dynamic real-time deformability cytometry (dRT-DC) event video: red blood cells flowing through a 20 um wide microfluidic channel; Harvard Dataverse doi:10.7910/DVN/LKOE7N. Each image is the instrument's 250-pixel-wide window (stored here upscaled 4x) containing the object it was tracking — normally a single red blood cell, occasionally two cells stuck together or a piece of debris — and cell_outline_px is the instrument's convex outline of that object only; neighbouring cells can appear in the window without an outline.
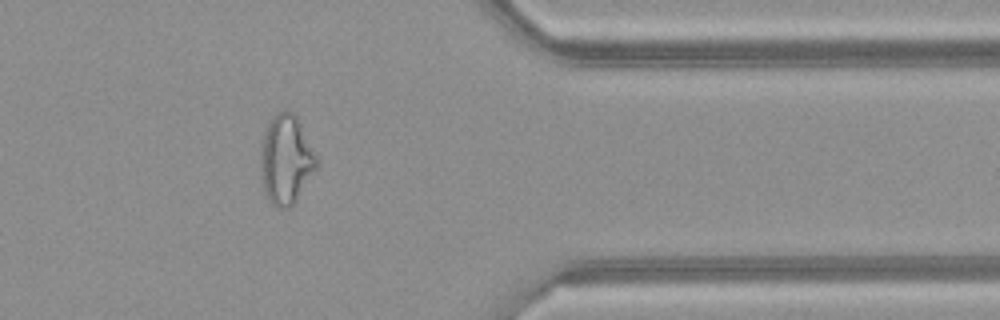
{"species": "common noctule bat (a hibernating species)", "species_latin": "Nyctalus noctula", "temperature_condition": "warm", "stored_images_in_passage": 47, "camera_frame_rate_fps": 3000, "um_per_image_px": 0.085, "animal": {"sex": "female", "body_mass_g": 21.9}, "frame": {"image": 1, "passage_image": 40, "time_ms": 13.0, "image_size_px": [1000, 320], "cell_outline_px": [[320, 160], [316, 168], [296, 200], [288, 208], [280, 208], [272, 204], [268, 200], [264, 192], [260, 176], [260, 148], [264, 128], [272, 116], [276, 112], [284, 108], [288, 108], [296, 116], [316, 152]], "centroid_in_image_um": [24.28, 13.51], "position_along_channel_um": 387.1, "area_um2": 29.71}}